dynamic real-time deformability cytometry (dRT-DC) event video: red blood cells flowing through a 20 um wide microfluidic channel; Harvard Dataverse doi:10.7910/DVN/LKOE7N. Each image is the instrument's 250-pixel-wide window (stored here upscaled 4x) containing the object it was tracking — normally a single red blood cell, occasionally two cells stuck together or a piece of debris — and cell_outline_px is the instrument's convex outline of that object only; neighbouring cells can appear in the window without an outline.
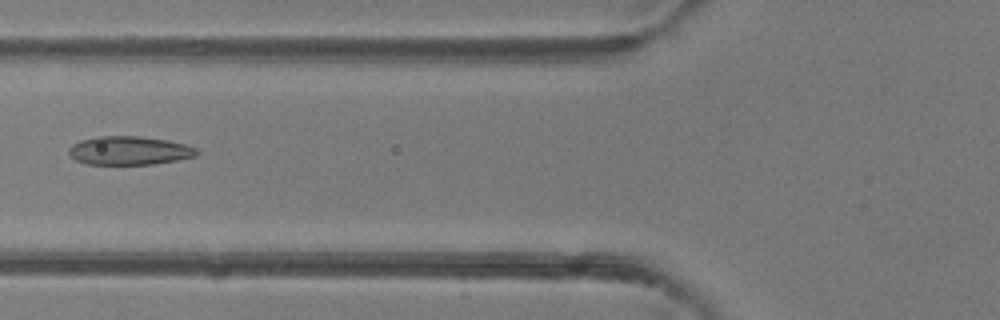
{"species": "common noctule bat (a hibernating species)", "species_latin": "Nyctalus noctula", "temperature_condition": "room temperature", "stored_images_in_passage": 8, "camera_frame_rate_fps": 3000, "um_per_image_px": 0.085, "animal": {"sex": "female"}, "frame": {"image": 1, "passage_image": 6, "time_ms": 1.667, "image_size_px": [1000, 320], "cell_outline_px": [[200, 152], [196, 156], [176, 160], [152, 164], [84, 164], [76, 160], [68, 152], [68, 148], [72, 144], [80, 140], [96, 136], [140, 136], [168, 140], [184, 144], [196, 148]], "centroid_in_image_um": [10.97, 12.79], "position_along_channel_um": 114.8, "area_um2": 21.39}}
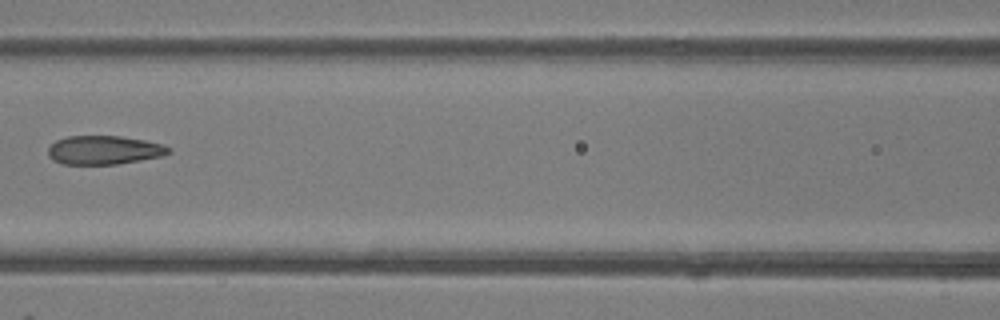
{"frame": {"image": 2, "passage_image": 7, "time_ms": 2.0, "image_size_px": [1000, 320], "cell_outline_px": [[172, 152], [164, 156], [116, 164], [64, 164], [52, 160], [48, 156], [48, 148], [56, 140], [68, 136], [120, 136], [144, 140], [164, 144], [172, 148]], "centroid_in_image_um": [8.88, 12.75], "position_along_channel_um": 157.7, "area_um2": 20.35}}
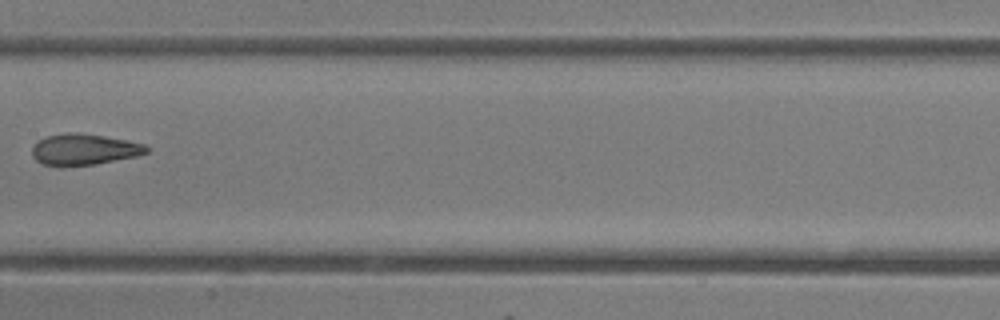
{"frame": {"image": 3, "passage_image": 8, "time_ms": 2.333, "image_size_px": [1000, 320], "cell_outline_px": [[152, 148], [148, 152], [136, 156], [96, 164], [40, 164], [32, 156], [32, 148], [36, 140], [48, 136], [80, 132], [128, 140], [144, 144]], "centroid_in_image_um": [7.19, 12.68], "position_along_channel_um": 200.2, "area_um2": 20.4}}